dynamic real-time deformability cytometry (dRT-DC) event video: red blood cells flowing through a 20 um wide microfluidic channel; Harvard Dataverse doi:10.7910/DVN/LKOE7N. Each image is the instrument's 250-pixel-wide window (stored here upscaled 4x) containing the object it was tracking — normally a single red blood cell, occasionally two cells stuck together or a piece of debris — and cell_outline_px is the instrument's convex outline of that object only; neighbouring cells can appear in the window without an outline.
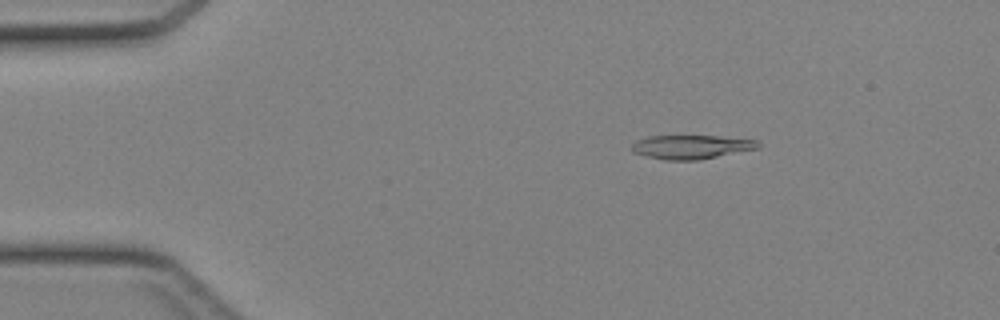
{"species": "Egyptian fruit bat (a non-hibernating species)", "species_latin": "Rousettus aegyptiacus", "temperature_condition": "cold", "stored_images_in_passage": 44, "camera_frame_rate_fps": 3000, "um_per_image_px": 0.085, "animal": {"sex": "female"}, "frame": {"image": 1, "passage_image": 7, "time_ms": 2.0, "image_size_px": [1000, 320], "cell_outline_px": [[760, 148], [700, 160], [664, 160], [632, 152], [632, 144], [636, 140], [648, 136], [716, 136], [756, 140], [760, 144]], "centroid_in_image_um": [58.76, 12.49], "position_along_channel_um": 26.2, "area_um2": 17.57}}
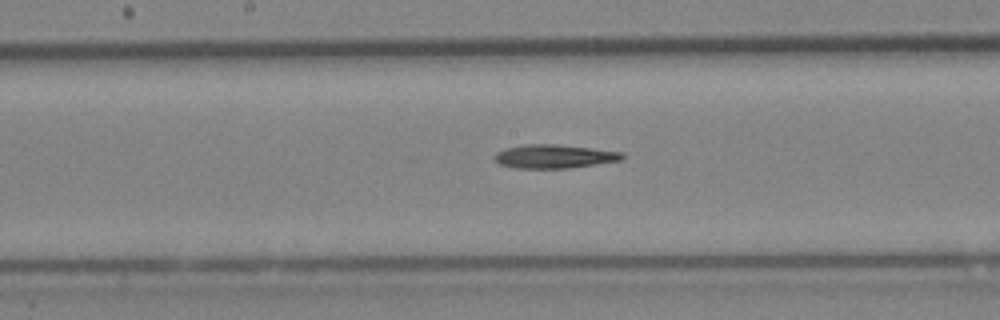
{"frame": {"image": 2, "passage_image": 23, "time_ms": 7.333, "image_size_px": [1000, 320], "cell_outline_px": [[628, 156], [620, 160], [596, 164], [568, 168], [512, 168], [500, 164], [492, 156], [496, 152], [508, 148], [524, 144], [552, 144], [592, 148], [624, 152]], "centroid_in_image_um": [47.13, 13.29], "position_along_channel_um": 201.1, "area_um2": 17.63}}
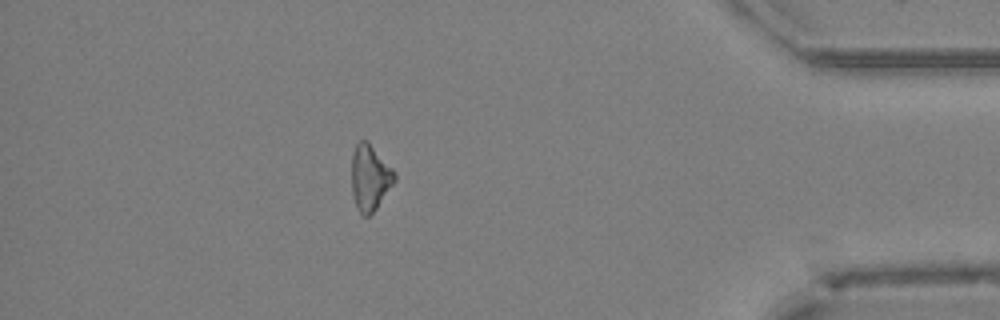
{"frame": {"image": 3, "passage_image": 39, "time_ms": 12.667, "image_size_px": [1000, 320], "cell_outline_px": [[396, 180], [376, 208], [368, 216], [364, 216], [356, 208], [352, 192], [352, 152], [356, 144], [360, 140], [368, 140], [396, 172]], "centroid_in_image_um": [31.44, 15.07], "position_along_channel_um": 403.8, "area_um2": 16.53}}